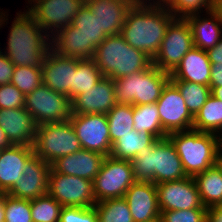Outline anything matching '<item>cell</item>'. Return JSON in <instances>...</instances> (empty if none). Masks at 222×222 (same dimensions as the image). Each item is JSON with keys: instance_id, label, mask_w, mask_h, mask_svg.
I'll return each mask as SVG.
<instances>
[{"instance_id": "obj_21", "label": "cell", "mask_w": 222, "mask_h": 222, "mask_svg": "<svg viewBox=\"0 0 222 222\" xmlns=\"http://www.w3.org/2000/svg\"><path fill=\"white\" fill-rule=\"evenodd\" d=\"M105 156L89 150L81 149L70 155L58 158L51 168L59 174L81 177L93 181L99 173Z\"/></svg>"}, {"instance_id": "obj_31", "label": "cell", "mask_w": 222, "mask_h": 222, "mask_svg": "<svg viewBox=\"0 0 222 222\" xmlns=\"http://www.w3.org/2000/svg\"><path fill=\"white\" fill-rule=\"evenodd\" d=\"M133 118L136 131L147 132L156 139L168 136L162 128L156 103L133 106Z\"/></svg>"}, {"instance_id": "obj_50", "label": "cell", "mask_w": 222, "mask_h": 222, "mask_svg": "<svg viewBox=\"0 0 222 222\" xmlns=\"http://www.w3.org/2000/svg\"><path fill=\"white\" fill-rule=\"evenodd\" d=\"M215 165L218 167V169L220 170L222 174V149L221 148L219 149V152L217 154Z\"/></svg>"}, {"instance_id": "obj_47", "label": "cell", "mask_w": 222, "mask_h": 222, "mask_svg": "<svg viewBox=\"0 0 222 222\" xmlns=\"http://www.w3.org/2000/svg\"><path fill=\"white\" fill-rule=\"evenodd\" d=\"M12 144L10 143V141L8 140L5 132L3 131V129L0 127V149L3 148H7L9 146H11Z\"/></svg>"}, {"instance_id": "obj_54", "label": "cell", "mask_w": 222, "mask_h": 222, "mask_svg": "<svg viewBox=\"0 0 222 222\" xmlns=\"http://www.w3.org/2000/svg\"><path fill=\"white\" fill-rule=\"evenodd\" d=\"M171 0H157L155 2V4H159V5H167ZM163 2V3H162Z\"/></svg>"}, {"instance_id": "obj_10", "label": "cell", "mask_w": 222, "mask_h": 222, "mask_svg": "<svg viewBox=\"0 0 222 222\" xmlns=\"http://www.w3.org/2000/svg\"><path fill=\"white\" fill-rule=\"evenodd\" d=\"M194 47L192 31L186 19H174L168 26L153 65L171 74L186 53Z\"/></svg>"}, {"instance_id": "obj_28", "label": "cell", "mask_w": 222, "mask_h": 222, "mask_svg": "<svg viewBox=\"0 0 222 222\" xmlns=\"http://www.w3.org/2000/svg\"><path fill=\"white\" fill-rule=\"evenodd\" d=\"M156 140L152 134L133 129L112 145L110 156L115 159L132 160L138 152L151 146Z\"/></svg>"}, {"instance_id": "obj_57", "label": "cell", "mask_w": 222, "mask_h": 222, "mask_svg": "<svg viewBox=\"0 0 222 222\" xmlns=\"http://www.w3.org/2000/svg\"><path fill=\"white\" fill-rule=\"evenodd\" d=\"M220 145H221V149H222V134L220 136Z\"/></svg>"}, {"instance_id": "obj_40", "label": "cell", "mask_w": 222, "mask_h": 222, "mask_svg": "<svg viewBox=\"0 0 222 222\" xmlns=\"http://www.w3.org/2000/svg\"><path fill=\"white\" fill-rule=\"evenodd\" d=\"M159 222H206L207 208L160 210Z\"/></svg>"}, {"instance_id": "obj_1", "label": "cell", "mask_w": 222, "mask_h": 222, "mask_svg": "<svg viewBox=\"0 0 222 222\" xmlns=\"http://www.w3.org/2000/svg\"><path fill=\"white\" fill-rule=\"evenodd\" d=\"M174 19L166 5L133 4L126 15L121 35L130 46L153 59Z\"/></svg>"}, {"instance_id": "obj_32", "label": "cell", "mask_w": 222, "mask_h": 222, "mask_svg": "<svg viewBox=\"0 0 222 222\" xmlns=\"http://www.w3.org/2000/svg\"><path fill=\"white\" fill-rule=\"evenodd\" d=\"M103 77L93 58L77 59L76 73H74V86L69 90V98L72 101L77 95L93 88Z\"/></svg>"}, {"instance_id": "obj_2", "label": "cell", "mask_w": 222, "mask_h": 222, "mask_svg": "<svg viewBox=\"0 0 222 222\" xmlns=\"http://www.w3.org/2000/svg\"><path fill=\"white\" fill-rule=\"evenodd\" d=\"M11 24L6 51L2 52L15 66L41 67L51 48V39L28 12L16 13Z\"/></svg>"}, {"instance_id": "obj_15", "label": "cell", "mask_w": 222, "mask_h": 222, "mask_svg": "<svg viewBox=\"0 0 222 222\" xmlns=\"http://www.w3.org/2000/svg\"><path fill=\"white\" fill-rule=\"evenodd\" d=\"M160 210L205 208L193 177L156 184Z\"/></svg>"}, {"instance_id": "obj_23", "label": "cell", "mask_w": 222, "mask_h": 222, "mask_svg": "<svg viewBox=\"0 0 222 222\" xmlns=\"http://www.w3.org/2000/svg\"><path fill=\"white\" fill-rule=\"evenodd\" d=\"M34 155L33 147L11 145L0 151V193H6L23 176L26 162Z\"/></svg>"}, {"instance_id": "obj_35", "label": "cell", "mask_w": 222, "mask_h": 222, "mask_svg": "<svg viewBox=\"0 0 222 222\" xmlns=\"http://www.w3.org/2000/svg\"><path fill=\"white\" fill-rule=\"evenodd\" d=\"M171 81L179 89L190 113L195 116L211 95L210 86L182 80Z\"/></svg>"}, {"instance_id": "obj_39", "label": "cell", "mask_w": 222, "mask_h": 222, "mask_svg": "<svg viewBox=\"0 0 222 222\" xmlns=\"http://www.w3.org/2000/svg\"><path fill=\"white\" fill-rule=\"evenodd\" d=\"M5 222H32L31 200L15 198L5 193Z\"/></svg>"}, {"instance_id": "obj_36", "label": "cell", "mask_w": 222, "mask_h": 222, "mask_svg": "<svg viewBox=\"0 0 222 222\" xmlns=\"http://www.w3.org/2000/svg\"><path fill=\"white\" fill-rule=\"evenodd\" d=\"M62 205L48 193L31 200L32 222H59Z\"/></svg>"}, {"instance_id": "obj_20", "label": "cell", "mask_w": 222, "mask_h": 222, "mask_svg": "<svg viewBox=\"0 0 222 222\" xmlns=\"http://www.w3.org/2000/svg\"><path fill=\"white\" fill-rule=\"evenodd\" d=\"M0 127L12 145L33 147L37 124L25 107L0 109Z\"/></svg>"}, {"instance_id": "obj_46", "label": "cell", "mask_w": 222, "mask_h": 222, "mask_svg": "<svg viewBox=\"0 0 222 222\" xmlns=\"http://www.w3.org/2000/svg\"><path fill=\"white\" fill-rule=\"evenodd\" d=\"M206 222H222V205L207 208Z\"/></svg>"}, {"instance_id": "obj_42", "label": "cell", "mask_w": 222, "mask_h": 222, "mask_svg": "<svg viewBox=\"0 0 222 222\" xmlns=\"http://www.w3.org/2000/svg\"><path fill=\"white\" fill-rule=\"evenodd\" d=\"M25 107V95L13 84L0 85V109Z\"/></svg>"}, {"instance_id": "obj_19", "label": "cell", "mask_w": 222, "mask_h": 222, "mask_svg": "<svg viewBox=\"0 0 222 222\" xmlns=\"http://www.w3.org/2000/svg\"><path fill=\"white\" fill-rule=\"evenodd\" d=\"M72 114H107L117 103L114 80L103 76L99 82L72 101Z\"/></svg>"}, {"instance_id": "obj_56", "label": "cell", "mask_w": 222, "mask_h": 222, "mask_svg": "<svg viewBox=\"0 0 222 222\" xmlns=\"http://www.w3.org/2000/svg\"><path fill=\"white\" fill-rule=\"evenodd\" d=\"M30 1H31V2H30ZM36 1H38V0H28V2H29L30 4H32V2L35 3Z\"/></svg>"}, {"instance_id": "obj_43", "label": "cell", "mask_w": 222, "mask_h": 222, "mask_svg": "<svg viewBox=\"0 0 222 222\" xmlns=\"http://www.w3.org/2000/svg\"><path fill=\"white\" fill-rule=\"evenodd\" d=\"M15 65L5 54H0V85L11 83Z\"/></svg>"}, {"instance_id": "obj_27", "label": "cell", "mask_w": 222, "mask_h": 222, "mask_svg": "<svg viewBox=\"0 0 222 222\" xmlns=\"http://www.w3.org/2000/svg\"><path fill=\"white\" fill-rule=\"evenodd\" d=\"M193 178L205 208L222 205V174L216 165Z\"/></svg>"}, {"instance_id": "obj_7", "label": "cell", "mask_w": 222, "mask_h": 222, "mask_svg": "<svg viewBox=\"0 0 222 222\" xmlns=\"http://www.w3.org/2000/svg\"><path fill=\"white\" fill-rule=\"evenodd\" d=\"M82 149L70 120L37 125L34 154L50 165L58 158Z\"/></svg>"}, {"instance_id": "obj_8", "label": "cell", "mask_w": 222, "mask_h": 222, "mask_svg": "<svg viewBox=\"0 0 222 222\" xmlns=\"http://www.w3.org/2000/svg\"><path fill=\"white\" fill-rule=\"evenodd\" d=\"M135 181L131 160L105 156L100 171L93 180L96 203L124 197Z\"/></svg>"}, {"instance_id": "obj_41", "label": "cell", "mask_w": 222, "mask_h": 222, "mask_svg": "<svg viewBox=\"0 0 222 222\" xmlns=\"http://www.w3.org/2000/svg\"><path fill=\"white\" fill-rule=\"evenodd\" d=\"M59 222H98L95 207H62Z\"/></svg>"}, {"instance_id": "obj_33", "label": "cell", "mask_w": 222, "mask_h": 222, "mask_svg": "<svg viewBox=\"0 0 222 222\" xmlns=\"http://www.w3.org/2000/svg\"><path fill=\"white\" fill-rule=\"evenodd\" d=\"M106 115L112 145L134 129L133 105L116 104Z\"/></svg>"}, {"instance_id": "obj_3", "label": "cell", "mask_w": 222, "mask_h": 222, "mask_svg": "<svg viewBox=\"0 0 222 222\" xmlns=\"http://www.w3.org/2000/svg\"><path fill=\"white\" fill-rule=\"evenodd\" d=\"M131 163L136 181L160 184L187 177L175 146L168 137L157 139L151 146L142 149Z\"/></svg>"}, {"instance_id": "obj_53", "label": "cell", "mask_w": 222, "mask_h": 222, "mask_svg": "<svg viewBox=\"0 0 222 222\" xmlns=\"http://www.w3.org/2000/svg\"><path fill=\"white\" fill-rule=\"evenodd\" d=\"M215 10L220 15V18H221V21H222V1L218 5L215 6Z\"/></svg>"}, {"instance_id": "obj_9", "label": "cell", "mask_w": 222, "mask_h": 222, "mask_svg": "<svg viewBox=\"0 0 222 222\" xmlns=\"http://www.w3.org/2000/svg\"><path fill=\"white\" fill-rule=\"evenodd\" d=\"M25 109L33 116L37 125L69 120L72 103L66 95L42 84L25 96Z\"/></svg>"}, {"instance_id": "obj_12", "label": "cell", "mask_w": 222, "mask_h": 222, "mask_svg": "<svg viewBox=\"0 0 222 222\" xmlns=\"http://www.w3.org/2000/svg\"><path fill=\"white\" fill-rule=\"evenodd\" d=\"M84 3L85 0H38L31 9L29 7L27 10L51 37L57 31L72 24L73 18Z\"/></svg>"}, {"instance_id": "obj_18", "label": "cell", "mask_w": 222, "mask_h": 222, "mask_svg": "<svg viewBox=\"0 0 222 222\" xmlns=\"http://www.w3.org/2000/svg\"><path fill=\"white\" fill-rule=\"evenodd\" d=\"M134 222H159L156 184L135 181L124 195Z\"/></svg>"}, {"instance_id": "obj_52", "label": "cell", "mask_w": 222, "mask_h": 222, "mask_svg": "<svg viewBox=\"0 0 222 222\" xmlns=\"http://www.w3.org/2000/svg\"><path fill=\"white\" fill-rule=\"evenodd\" d=\"M5 16H6V14L3 13V11L0 12V27H1V28H2L1 25L5 24L4 22H6V21L8 20V18H6ZM5 18H6V19H5ZM1 28H0V29H1Z\"/></svg>"}, {"instance_id": "obj_48", "label": "cell", "mask_w": 222, "mask_h": 222, "mask_svg": "<svg viewBox=\"0 0 222 222\" xmlns=\"http://www.w3.org/2000/svg\"><path fill=\"white\" fill-rule=\"evenodd\" d=\"M5 193H0V222H5Z\"/></svg>"}, {"instance_id": "obj_4", "label": "cell", "mask_w": 222, "mask_h": 222, "mask_svg": "<svg viewBox=\"0 0 222 222\" xmlns=\"http://www.w3.org/2000/svg\"><path fill=\"white\" fill-rule=\"evenodd\" d=\"M93 59L105 77L117 80L149 68L153 60L130 46L121 34L107 36L95 50Z\"/></svg>"}, {"instance_id": "obj_37", "label": "cell", "mask_w": 222, "mask_h": 222, "mask_svg": "<svg viewBox=\"0 0 222 222\" xmlns=\"http://www.w3.org/2000/svg\"><path fill=\"white\" fill-rule=\"evenodd\" d=\"M11 84L25 96L43 84L41 67L15 66Z\"/></svg>"}, {"instance_id": "obj_17", "label": "cell", "mask_w": 222, "mask_h": 222, "mask_svg": "<svg viewBox=\"0 0 222 222\" xmlns=\"http://www.w3.org/2000/svg\"><path fill=\"white\" fill-rule=\"evenodd\" d=\"M41 69L43 84L69 98V90L74 86L76 58L65 57L50 48L43 58Z\"/></svg>"}, {"instance_id": "obj_30", "label": "cell", "mask_w": 222, "mask_h": 222, "mask_svg": "<svg viewBox=\"0 0 222 222\" xmlns=\"http://www.w3.org/2000/svg\"><path fill=\"white\" fill-rule=\"evenodd\" d=\"M192 129L220 136V132H222V101L210 95L194 116Z\"/></svg>"}, {"instance_id": "obj_26", "label": "cell", "mask_w": 222, "mask_h": 222, "mask_svg": "<svg viewBox=\"0 0 222 222\" xmlns=\"http://www.w3.org/2000/svg\"><path fill=\"white\" fill-rule=\"evenodd\" d=\"M83 37V59L93 58L96 47L108 36L100 30L97 17L91 13L89 6L84 3L72 21Z\"/></svg>"}, {"instance_id": "obj_11", "label": "cell", "mask_w": 222, "mask_h": 222, "mask_svg": "<svg viewBox=\"0 0 222 222\" xmlns=\"http://www.w3.org/2000/svg\"><path fill=\"white\" fill-rule=\"evenodd\" d=\"M63 207H94L93 181L76 176L59 174L50 168L48 191Z\"/></svg>"}, {"instance_id": "obj_25", "label": "cell", "mask_w": 222, "mask_h": 222, "mask_svg": "<svg viewBox=\"0 0 222 222\" xmlns=\"http://www.w3.org/2000/svg\"><path fill=\"white\" fill-rule=\"evenodd\" d=\"M206 15L210 18H200V14L186 18L192 31L194 46L204 51L217 45L222 38V21L218 12L213 9Z\"/></svg>"}, {"instance_id": "obj_49", "label": "cell", "mask_w": 222, "mask_h": 222, "mask_svg": "<svg viewBox=\"0 0 222 222\" xmlns=\"http://www.w3.org/2000/svg\"><path fill=\"white\" fill-rule=\"evenodd\" d=\"M211 95L216 99L222 101V86L221 87H210Z\"/></svg>"}, {"instance_id": "obj_34", "label": "cell", "mask_w": 222, "mask_h": 222, "mask_svg": "<svg viewBox=\"0 0 222 222\" xmlns=\"http://www.w3.org/2000/svg\"><path fill=\"white\" fill-rule=\"evenodd\" d=\"M94 207L98 222H134L124 197L97 202Z\"/></svg>"}, {"instance_id": "obj_16", "label": "cell", "mask_w": 222, "mask_h": 222, "mask_svg": "<svg viewBox=\"0 0 222 222\" xmlns=\"http://www.w3.org/2000/svg\"><path fill=\"white\" fill-rule=\"evenodd\" d=\"M51 165L35 154L26 162L23 176L6 192L8 195L33 200L47 194Z\"/></svg>"}, {"instance_id": "obj_51", "label": "cell", "mask_w": 222, "mask_h": 222, "mask_svg": "<svg viewBox=\"0 0 222 222\" xmlns=\"http://www.w3.org/2000/svg\"><path fill=\"white\" fill-rule=\"evenodd\" d=\"M133 4H146V3H148V4H152V2H149L150 0H148V2H146L145 0H130ZM151 1H153V4H155V1L154 0H151Z\"/></svg>"}, {"instance_id": "obj_6", "label": "cell", "mask_w": 222, "mask_h": 222, "mask_svg": "<svg viewBox=\"0 0 222 222\" xmlns=\"http://www.w3.org/2000/svg\"><path fill=\"white\" fill-rule=\"evenodd\" d=\"M169 80L170 74L153 64L145 70L118 78L114 80L116 103L133 106L156 103Z\"/></svg>"}, {"instance_id": "obj_44", "label": "cell", "mask_w": 222, "mask_h": 222, "mask_svg": "<svg viewBox=\"0 0 222 222\" xmlns=\"http://www.w3.org/2000/svg\"><path fill=\"white\" fill-rule=\"evenodd\" d=\"M210 87L222 86V63L211 64Z\"/></svg>"}, {"instance_id": "obj_38", "label": "cell", "mask_w": 222, "mask_h": 222, "mask_svg": "<svg viewBox=\"0 0 222 222\" xmlns=\"http://www.w3.org/2000/svg\"><path fill=\"white\" fill-rule=\"evenodd\" d=\"M166 6L176 19L200 14L203 7L206 13L215 9L210 0H171Z\"/></svg>"}, {"instance_id": "obj_13", "label": "cell", "mask_w": 222, "mask_h": 222, "mask_svg": "<svg viewBox=\"0 0 222 222\" xmlns=\"http://www.w3.org/2000/svg\"><path fill=\"white\" fill-rule=\"evenodd\" d=\"M156 105L162 128L167 134L192 129L194 116L186 107L179 89L171 80L164 86Z\"/></svg>"}, {"instance_id": "obj_5", "label": "cell", "mask_w": 222, "mask_h": 222, "mask_svg": "<svg viewBox=\"0 0 222 222\" xmlns=\"http://www.w3.org/2000/svg\"><path fill=\"white\" fill-rule=\"evenodd\" d=\"M167 137L174 144L187 176L194 177L215 165L221 148L219 135L190 129L172 132Z\"/></svg>"}, {"instance_id": "obj_45", "label": "cell", "mask_w": 222, "mask_h": 222, "mask_svg": "<svg viewBox=\"0 0 222 222\" xmlns=\"http://www.w3.org/2000/svg\"><path fill=\"white\" fill-rule=\"evenodd\" d=\"M211 64L222 63V38L221 40L207 51Z\"/></svg>"}, {"instance_id": "obj_24", "label": "cell", "mask_w": 222, "mask_h": 222, "mask_svg": "<svg viewBox=\"0 0 222 222\" xmlns=\"http://www.w3.org/2000/svg\"><path fill=\"white\" fill-rule=\"evenodd\" d=\"M211 63L207 51L192 47L170 74V80H182L209 86Z\"/></svg>"}, {"instance_id": "obj_22", "label": "cell", "mask_w": 222, "mask_h": 222, "mask_svg": "<svg viewBox=\"0 0 222 222\" xmlns=\"http://www.w3.org/2000/svg\"><path fill=\"white\" fill-rule=\"evenodd\" d=\"M85 3L97 17L100 30L108 36L121 34L128 10L133 5L130 0H85Z\"/></svg>"}, {"instance_id": "obj_14", "label": "cell", "mask_w": 222, "mask_h": 222, "mask_svg": "<svg viewBox=\"0 0 222 222\" xmlns=\"http://www.w3.org/2000/svg\"><path fill=\"white\" fill-rule=\"evenodd\" d=\"M69 120L82 149L110 156L112 144L106 114H71Z\"/></svg>"}, {"instance_id": "obj_55", "label": "cell", "mask_w": 222, "mask_h": 222, "mask_svg": "<svg viewBox=\"0 0 222 222\" xmlns=\"http://www.w3.org/2000/svg\"><path fill=\"white\" fill-rule=\"evenodd\" d=\"M222 0H210L211 4L215 7L218 5Z\"/></svg>"}, {"instance_id": "obj_29", "label": "cell", "mask_w": 222, "mask_h": 222, "mask_svg": "<svg viewBox=\"0 0 222 222\" xmlns=\"http://www.w3.org/2000/svg\"><path fill=\"white\" fill-rule=\"evenodd\" d=\"M80 30L70 24L51 36V49L65 57L83 59V37Z\"/></svg>"}]
</instances>
